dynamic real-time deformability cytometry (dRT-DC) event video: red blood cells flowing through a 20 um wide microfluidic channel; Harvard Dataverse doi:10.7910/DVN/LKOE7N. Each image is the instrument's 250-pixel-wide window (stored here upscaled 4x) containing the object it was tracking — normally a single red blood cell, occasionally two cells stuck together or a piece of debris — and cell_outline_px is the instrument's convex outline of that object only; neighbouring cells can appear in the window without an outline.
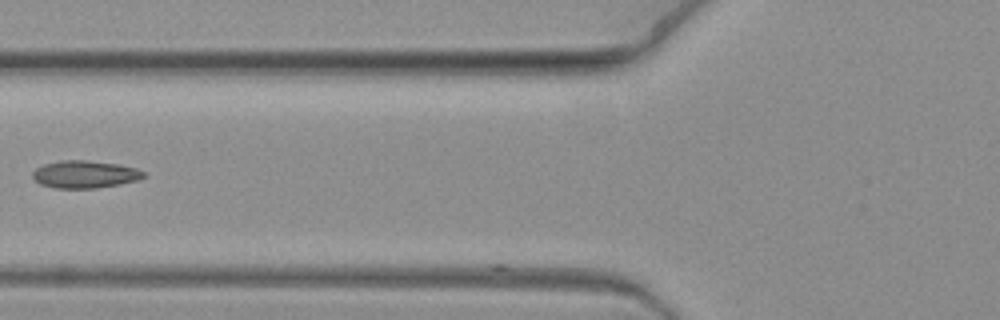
{"species": "common noctule bat (a hibernating species)", "species_latin": "Nyctalus noctula", "temperature_condition": "warm", "stored_images_in_passage": 7, "camera_frame_rate_fps": 3000, "um_per_image_px": 0.085, "animal": {"sex": "female", "body_mass_g": 19.3, "forearm_length_mm": 54.1}, "frame": {"image": 1, "passage_image": 7, "time_ms": 2.0, "image_size_px": [1000, 320], "cell_outline_px": [[148, 176], [136, 180], [120, 184], [96, 188], [52, 188], [40, 184], [32, 176], [32, 172], [36, 168], [44, 164], [60, 160], [88, 160], [116, 164], [136, 168], [144, 172]], "centroid_in_image_um": [7.2, 14.82], "position_along_channel_um": 118.6, "area_um2": 17.8}}